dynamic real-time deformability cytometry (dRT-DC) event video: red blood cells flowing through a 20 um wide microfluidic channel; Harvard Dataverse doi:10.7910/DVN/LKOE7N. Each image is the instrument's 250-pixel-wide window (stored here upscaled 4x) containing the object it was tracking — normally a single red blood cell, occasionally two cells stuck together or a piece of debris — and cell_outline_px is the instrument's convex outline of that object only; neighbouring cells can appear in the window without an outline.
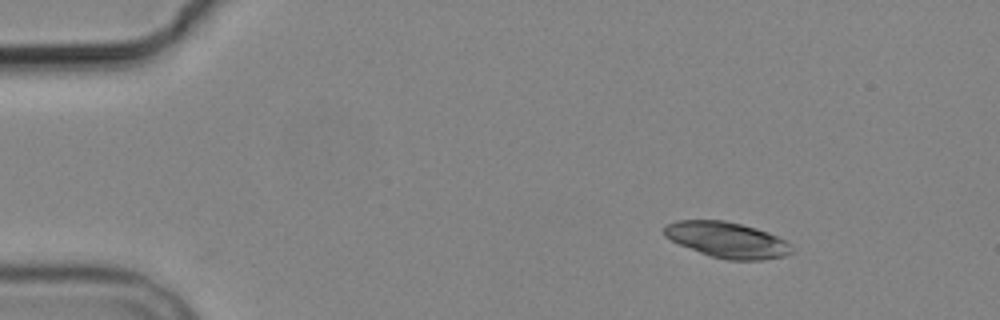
{"species": "common noctule bat (a hibernating species)", "species_latin": "Nyctalus noctula", "temperature_condition": "cold", "stored_images_in_passage": 5, "camera_frame_rate_fps": 3000, "um_per_image_px": 0.085, "animal": {"sex": "male", "body_mass_g": 19.2, "forearm_length_mm": 51.8}, "frame": {"image": 1, "passage_image": 1, "time_ms": 0.0, "image_size_px": [1000, 320], "cell_outline_px": [[792, 252], [784, 256], [764, 260], [728, 260], [712, 256], [700, 252], [680, 244], [664, 236], [664, 228], [668, 224], [676, 220], [724, 220], [756, 228], [768, 232], [792, 244]], "centroid_in_image_um": [61.82, 20.39], "position_along_channel_um": 23.2, "area_um2": 26.36}}